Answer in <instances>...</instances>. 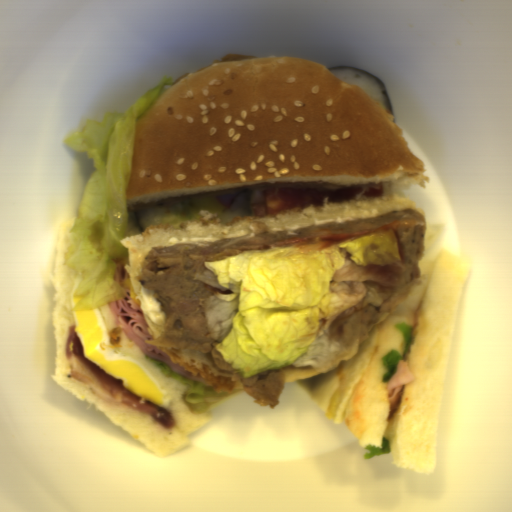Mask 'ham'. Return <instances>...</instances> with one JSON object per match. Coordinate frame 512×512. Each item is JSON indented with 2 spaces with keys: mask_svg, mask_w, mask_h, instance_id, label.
Instances as JSON below:
<instances>
[{
  "mask_svg": "<svg viewBox=\"0 0 512 512\" xmlns=\"http://www.w3.org/2000/svg\"><path fill=\"white\" fill-rule=\"evenodd\" d=\"M115 271L116 281L125 289L122 297L108 300L109 308L120 328L137 346L154 359L170 366L173 372L180 376L207 384L198 373L186 371L178 363H174L169 355L146 341L157 339L149 327L137 297H134L129 274L124 265H129L128 255L123 258H109Z\"/></svg>",
  "mask_w": 512,
  "mask_h": 512,
  "instance_id": "1",
  "label": "ham"
},
{
  "mask_svg": "<svg viewBox=\"0 0 512 512\" xmlns=\"http://www.w3.org/2000/svg\"><path fill=\"white\" fill-rule=\"evenodd\" d=\"M415 375L411 371L407 361H399L394 373L389 376L386 386L389 411L388 417L391 418L399 407L403 391L407 384L412 383Z\"/></svg>",
  "mask_w": 512,
  "mask_h": 512,
  "instance_id": "2",
  "label": "ham"
}]
</instances>
